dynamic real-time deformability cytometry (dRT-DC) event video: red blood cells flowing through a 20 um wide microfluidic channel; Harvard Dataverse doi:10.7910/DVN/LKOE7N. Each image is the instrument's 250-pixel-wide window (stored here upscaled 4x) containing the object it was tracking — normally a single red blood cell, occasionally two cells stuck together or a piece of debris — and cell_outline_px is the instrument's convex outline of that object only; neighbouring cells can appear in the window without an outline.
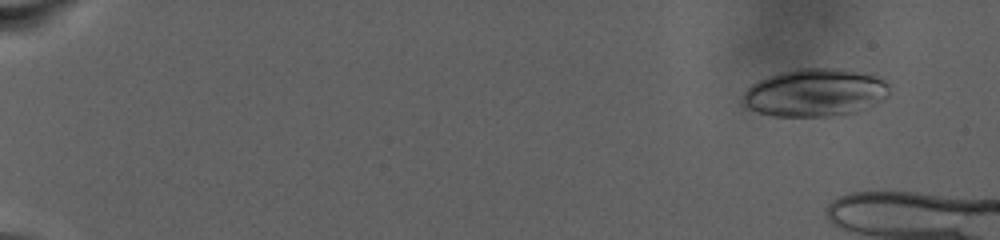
{"species": "human", "species_latin": "Homo sapiens", "temperature_condition": "warm", "stored_images_in_passage": 38, "camera_frame_rate_fps": 3000, "um_per_image_px": 0.085, "donor": {"sex": "male"}, "frame": {"image": 1, "passage_image": 8, "time_ms": 2.333, "image_size_px": [1000, 240], "cell_outline_px": [[888, 96], [876, 104], [856, 112], [828, 116], [772, 116], [744, 108], [740, 100], [744, 92], [756, 80], [780, 72], [796, 68], [844, 68], [872, 76], [884, 80], [888, 84]], "centroid_in_image_um": [69.21, 7.88], "position_along_channel_um": 15.8, "area_um2": 41.15}}
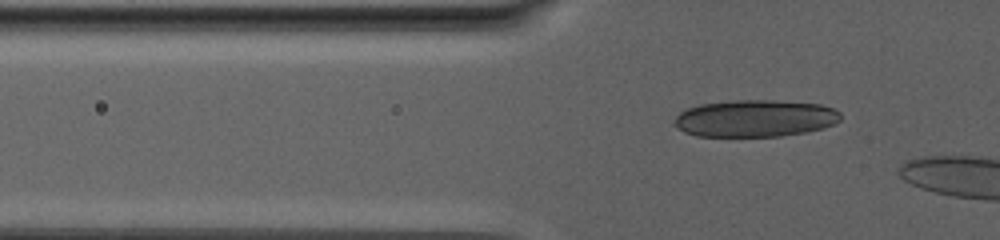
{"frame": {"image": 2, "passage_image": 34, "time_ms": 11.0, "image_size_px": [1000, 240], "cell_outline_px": [[840, 120], [824, 128], [808, 132], [780, 136], [696, 136], [684, 132], [676, 128], [672, 124], [676, 116], [680, 112], [688, 108], [700, 104], [736, 100], [772, 100], [820, 104], [832, 108], [840, 112]], "centroid_in_image_um": [64.16, 10.06], "position_along_channel_um": 61.6, "area_um2": 36.01}}